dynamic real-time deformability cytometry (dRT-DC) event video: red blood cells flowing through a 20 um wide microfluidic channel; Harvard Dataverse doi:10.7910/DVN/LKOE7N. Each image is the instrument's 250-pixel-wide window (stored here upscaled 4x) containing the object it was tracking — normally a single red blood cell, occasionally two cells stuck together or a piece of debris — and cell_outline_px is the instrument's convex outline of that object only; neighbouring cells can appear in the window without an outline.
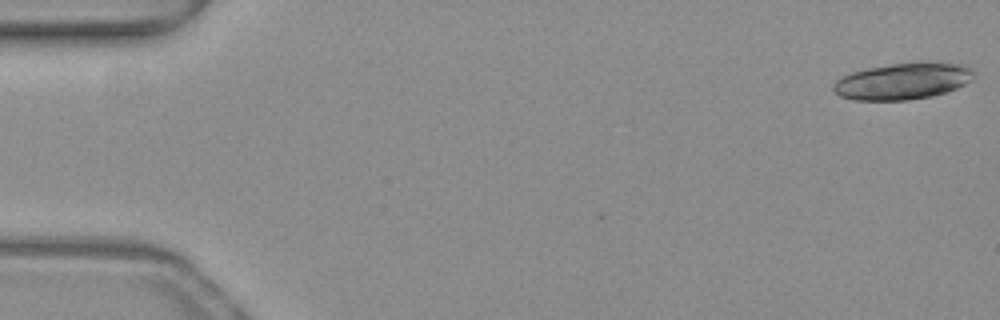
{"species": "common noctule bat (a hibernating species)", "species_latin": "Nyctalus noctula", "temperature_condition": "warm", "stored_images_in_passage": 5, "camera_frame_rate_fps": 3000, "um_per_image_px": 0.085, "animal": {"sex": "female", "body_mass_g": 19.3, "forearm_length_mm": 54.1}, "frame": {"image": 1, "passage_image": 1, "time_ms": 0.0, "image_size_px": [1000, 320], "cell_outline_px": [[972, 80], [956, 88], [932, 96], [908, 100], [856, 100], [840, 96], [832, 88], [832, 84], [836, 80], [852, 72], [868, 68], [892, 64], [920, 60], [924, 60], [964, 64], [972, 68]], "centroid_in_image_um": [76.76, 6.87], "position_along_channel_um": 8.2, "area_um2": 30.17}}